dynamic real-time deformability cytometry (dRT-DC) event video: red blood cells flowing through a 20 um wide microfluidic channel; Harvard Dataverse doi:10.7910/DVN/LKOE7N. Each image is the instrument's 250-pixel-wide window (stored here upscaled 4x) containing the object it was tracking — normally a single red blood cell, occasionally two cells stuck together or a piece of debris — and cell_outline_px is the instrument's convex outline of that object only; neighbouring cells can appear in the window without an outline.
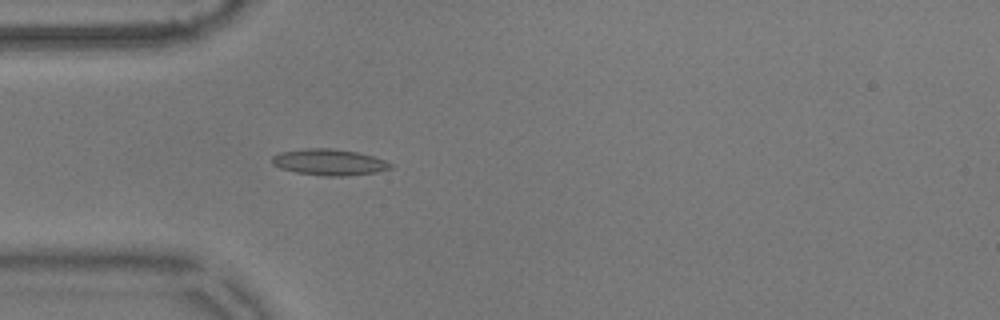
{"species": "common noctule bat (a hibernating species)", "species_latin": "Nyctalus noctula", "temperature_condition": "warm", "stored_images_in_passage": 41, "camera_frame_rate_fps": 3000, "um_per_image_px": 0.085, "animal": {"sex": "male", "body_mass_g": 17.9}, "frame": {"image": 1, "passage_image": 1, "time_ms": 0.0, "image_size_px": [1000, 320], "cell_outline_px": [[392, 168], [376, 172], [348, 176], [324, 176], [296, 172], [280, 168], [272, 164], [272, 156], [280, 152], [304, 148], [332, 148], [356, 152], [372, 156], [384, 160], [392, 164]], "centroid_in_image_um": [27.96, 13.78], "position_along_channel_um": 57.0, "area_um2": 18.09}}
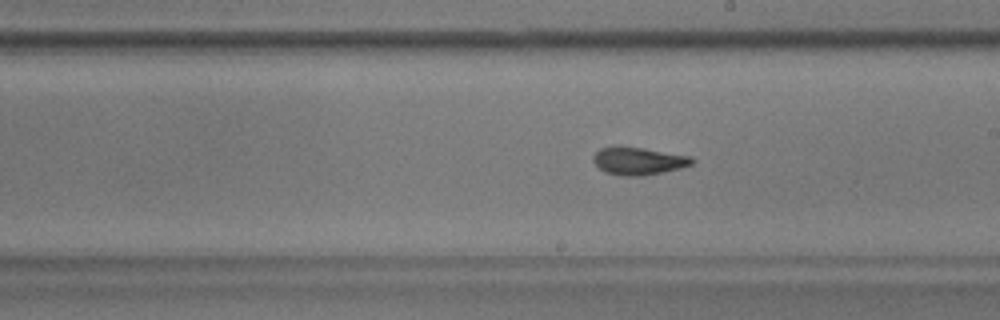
{"frame": {"image": 2, "passage_image": 16, "time_ms": 5.0, "image_size_px": [1000, 320], "cell_outline_px": [[696, 160], [692, 164], [680, 168], [640, 176], [620, 176], [604, 172], [592, 160], [592, 156], [600, 148], [616, 144], [620, 144], [692, 156]], "centroid_in_image_um": [54.23, 13.65], "position_along_channel_um": 234.8, "area_um2": 16.3}}
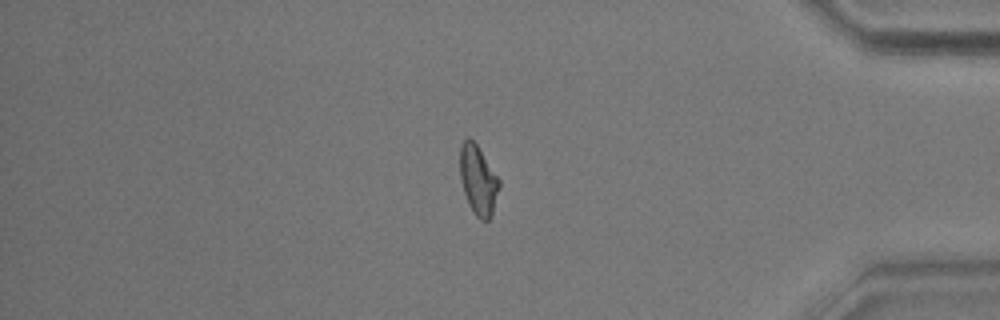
{"frame": {"image": 3, "passage_image": 32, "time_ms": 10.333, "image_size_px": [1000, 320], "cell_outline_px": [[500, 184], [492, 216], [488, 220], [480, 220], [476, 216], [468, 204], [464, 192], [460, 176], [460, 144], [468, 136], [476, 144], [500, 180]], "centroid_in_image_um": [40.64, 15.32], "position_along_channel_um": 394.6, "area_um2": 15.78}, "authors_computed_cell_mechanics": {"area_um2": 15.895, "velocity_mm_per_s": 3.5947, "shape_relaxation_time_tau1_ms": 5.0697, "shape_relaxation_time_tau2_ms": 1.6679, "deformation_change_tau1": 0.1528, "deformation_change_tau2": 0.0642}}